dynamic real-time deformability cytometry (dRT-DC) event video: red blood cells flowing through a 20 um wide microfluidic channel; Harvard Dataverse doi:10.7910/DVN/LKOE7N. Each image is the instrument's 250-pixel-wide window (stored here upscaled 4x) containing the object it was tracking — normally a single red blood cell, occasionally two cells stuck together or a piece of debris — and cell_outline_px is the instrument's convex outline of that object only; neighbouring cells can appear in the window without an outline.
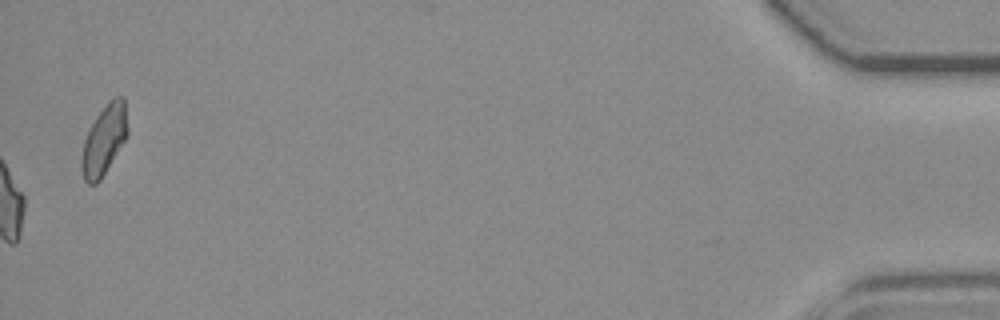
{"species": "common noctule bat (a hibernating species)", "species_latin": "Nyctalus noctula", "temperature_condition": "room temperature", "stored_images_in_passage": 55, "camera_frame_rate_fps": 3000, "um_per_image_px": 0.085, "animal": {"sex": "female", "body_mass_g": 19.3, "forearm_length_mm": 54.1}, "frame": {"image": 1, "passage_image": 55, "time_ms": 18.0, "image_size_px": [1000, 320], "cell_outline_px": [[128, 132], [124, 140], [100, 180], [96, 184], [88, 184], [84, 180], [80, 168], [80, 160], [84, 140], [96, 116], [108, 100], [116, 96], [124, 96], [128, 128]], "centroid_in_image_um": [8.83, 11.88], "position_along_channel_um": 426.4, "area_um2": 18.61}, "authors_computed_cell_mechanics": {"area_um2": 19.2474, "velocity_mm_per_s": 3.7373, "shape_relaxation_time_tau1_ms": null, "shape_relaxation_time_tau2_ms": 5.0308, "deformation_change_tau1": null, "deformation_change_tau2": 0.1141}}